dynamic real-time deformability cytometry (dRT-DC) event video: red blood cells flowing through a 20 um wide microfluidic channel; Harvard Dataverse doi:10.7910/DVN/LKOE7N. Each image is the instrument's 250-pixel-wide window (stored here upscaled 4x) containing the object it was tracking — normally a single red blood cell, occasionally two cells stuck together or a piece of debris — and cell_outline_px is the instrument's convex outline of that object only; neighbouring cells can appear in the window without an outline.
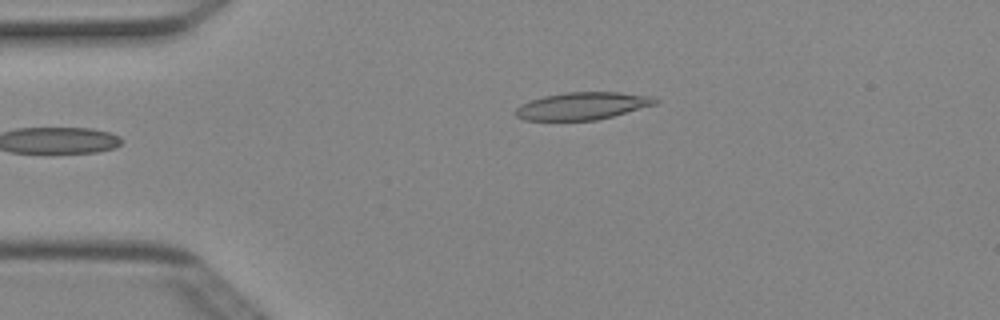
{"species": "Egyptian fruit bat (a non-hibernating species)", "species_latin": "Rousettus aegyptiacus", "temperature_condition": "cold", "stored_images_in_passage": 2, "camera_frame_rate_fps": 3000, "um_per_image_px": 0.085, "animal": {"sex": "female"}, "frame": {"image": 1, "passage_image": 1, "time_ms": 0.0, "image_size_px": [1000, 320], "cell_outline_px": [[660, 100], [656, 104], [612, 116], [596, 120], [524, 120], [516, 116], [516, 108], [520, 104], [528, 100], [544, 96], [564, 92], [620, 92], [652, 96]], "centroid_in_image_um": [49.49, 8.99], "position_along_channel_um": 35.5, "area_um2": 22.31}}